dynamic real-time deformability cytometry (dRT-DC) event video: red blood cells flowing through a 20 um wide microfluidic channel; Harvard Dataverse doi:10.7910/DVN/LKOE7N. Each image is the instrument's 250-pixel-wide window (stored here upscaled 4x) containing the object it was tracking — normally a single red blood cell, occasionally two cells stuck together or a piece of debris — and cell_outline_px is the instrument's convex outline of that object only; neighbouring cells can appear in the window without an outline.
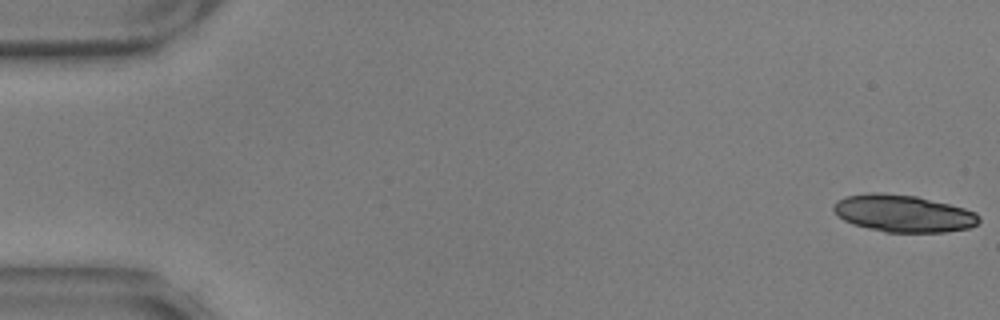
{"species": "common noctule bat (a hibernating species)", "species_latin": "Nyctalus noctula", "temperature_condition": "warm", "stored_images_in_passage": 54, "camera_frame_rate_fps": 3000, "um_per_image_px": 0.085, "animal": {"sex": "male", "body_mass_g": 17.9, "forearm_length_mm": 54.2}, "frame": {"image": 1, "passage_image": 1, "time_ms": 0.0, "image_size_px": [1000, 320], "cell_outline_px": [[980, 220], [976, 224], [968, 228], [944, 232], [884, 232], [852, 224], [844, 220], [832, 208], [832, 204], [836, 200], [844, 196], [868, 192], [880, 192], [916, 196], [964, 208], [976, 212], [980, 216]], "centroid_in_image_um": [76.74, 18.13], "position_along_channel_um": 8.3, "area_um2": 31.56}}